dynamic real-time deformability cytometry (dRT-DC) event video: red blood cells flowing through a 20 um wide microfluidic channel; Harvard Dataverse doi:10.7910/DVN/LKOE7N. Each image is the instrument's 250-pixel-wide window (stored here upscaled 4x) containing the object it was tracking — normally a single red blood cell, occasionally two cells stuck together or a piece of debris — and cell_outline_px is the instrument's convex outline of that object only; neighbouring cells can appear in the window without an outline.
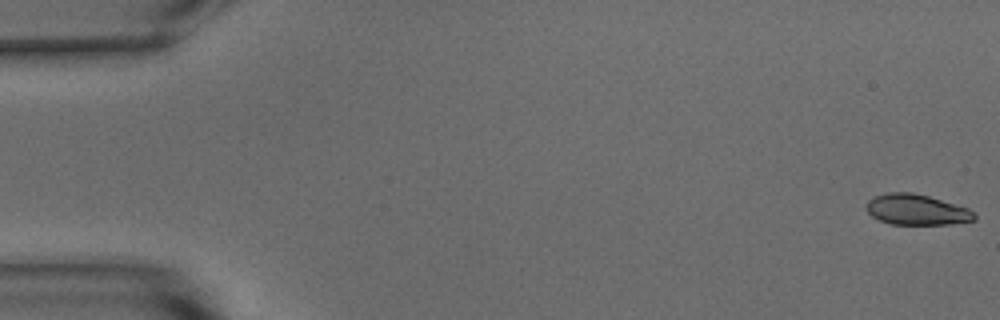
{"species": "common noctule bat (a hibernating species)", "species_latin": "Nyctalus noctula", "temperature_condition": "warm", "stored_images_in_passage": 16, "camera_frame_rate_fps": 3000, "um_per_image_px": 0.085, "animal": {"sex": "male", "body_mass_g": 15.6}, "frame": {"image": 1, "passage_image": 1, "time_ms": 0.0, "image_size_px": [1000, 320], "cell_outline_px": [[976, 220], [952, 224], [892, 224], [880, 220], [872, 216], [864, 208], [868, 200], [876, 196], [888, 192], [912, 192], [928, 196], [968, 208], [976, 216]], "centroid_in_image_um": [77.89, 17.82], "position_along_channel_um": 7.1, "area_um2": 19.19}}
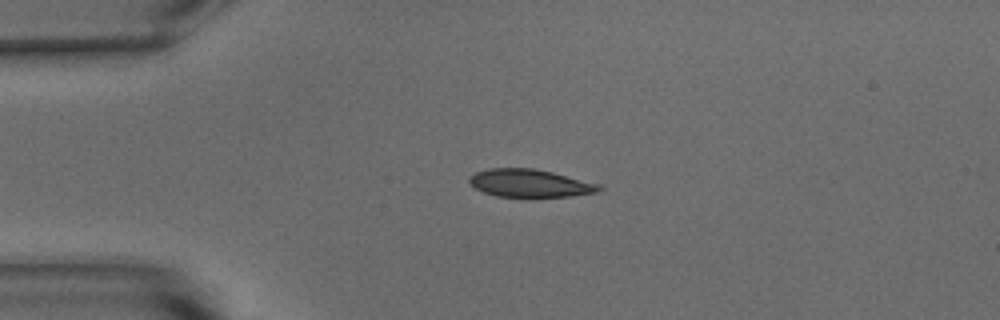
{"frame": {"image": 2, "passage_image": 13, "time_ms": 4.0, "image_size_px": [1000, 320], "cell_outline_px": [[604, 188], [596, 192], [568, 196], [496, 196], [484, 192], [476, 188], [468, 180], [468, 176], [476, 172], [488, 168], [532, 168], [552, 172], [600, 184]], "centroid_in_image_um": [45.02, 15.56], "position_along_channel_um": 40.0, "area_um2": 20.75}}